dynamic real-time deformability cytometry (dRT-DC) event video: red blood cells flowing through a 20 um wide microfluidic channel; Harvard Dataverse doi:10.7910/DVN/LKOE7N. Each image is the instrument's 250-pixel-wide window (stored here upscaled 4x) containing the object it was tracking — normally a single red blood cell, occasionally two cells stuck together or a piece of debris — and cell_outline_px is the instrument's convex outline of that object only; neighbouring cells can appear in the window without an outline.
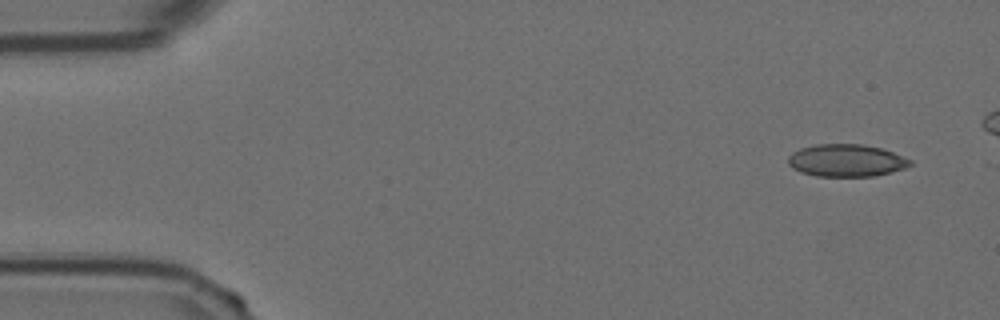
{"species": "Egyptian fruit bat (a non-hibernating species)", "species_latin": "Rousettus aegyptiacus", "temperature_condition": "room temperature", "stored_images_in_passage": 2, "camera_frame_rate_fps": 3000, "um_per_image_px": 0.085, "animal": {"sex": "female"}, "frame": {"image": 1, "passage_image": 1, "time_ms": 0.0, "image_size_px": [1000, 320], "cell_outline_px": [[912, 164], [904, 168], [892, 172], [872, 176], [816, 176], [800, 172], [792, 168], [788, 164], [788, 156], [792, 152], [800, 148], [816, 144], [864, 144], [880, 148], [892, 152], [912, 160]], "centroid_in_image_um": [71.91, 13.64], "position_along_channel_um": 13.1, "area_um2": 23.06}}